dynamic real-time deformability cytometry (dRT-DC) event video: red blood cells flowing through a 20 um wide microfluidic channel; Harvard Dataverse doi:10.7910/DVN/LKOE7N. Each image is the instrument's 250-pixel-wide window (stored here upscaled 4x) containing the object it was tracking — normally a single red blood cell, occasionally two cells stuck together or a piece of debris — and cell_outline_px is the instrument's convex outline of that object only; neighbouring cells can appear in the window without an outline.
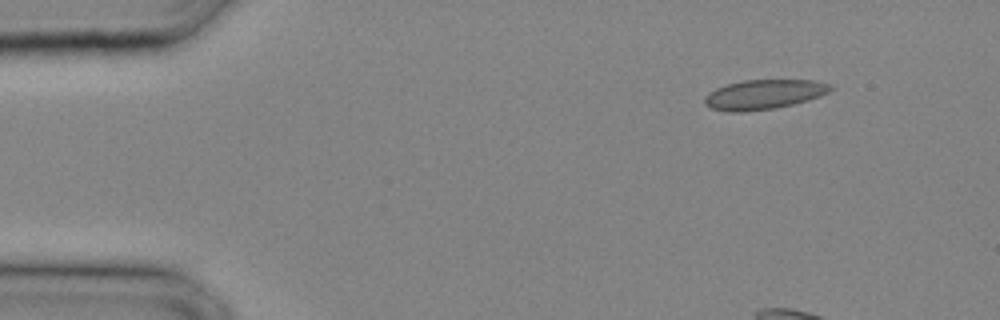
{"species": "common noctule bat (a hibernating species)", "species_latin": "Nyctalus noctula", "temperature_condition": "cold", "stored_images_in_passage": 5, "camera_frame_rate_fps": 3000, "um_per_image_px": 0.085, "animal": {"sex": "male", "body_mass_g": 20.4}, "frame": {"image": 1, "passage_image": 1, "time_ms": 0.0, "image_size_px": [1000, 320], "cell_outline_px": [[832, 88], [828, 92], [820, 96], [808, 100], [776, 108], [744, 112], [728, 112], [712, 108], [704, 104], [704, 96], [708, 92], [716, 88], [728, 84], [744, 80], [812, 80], [832, 84]], "centroid_in_image_um": [64.91, 8.03], "position_along_channel_um": 20.1, "area_um2": 21.79}}